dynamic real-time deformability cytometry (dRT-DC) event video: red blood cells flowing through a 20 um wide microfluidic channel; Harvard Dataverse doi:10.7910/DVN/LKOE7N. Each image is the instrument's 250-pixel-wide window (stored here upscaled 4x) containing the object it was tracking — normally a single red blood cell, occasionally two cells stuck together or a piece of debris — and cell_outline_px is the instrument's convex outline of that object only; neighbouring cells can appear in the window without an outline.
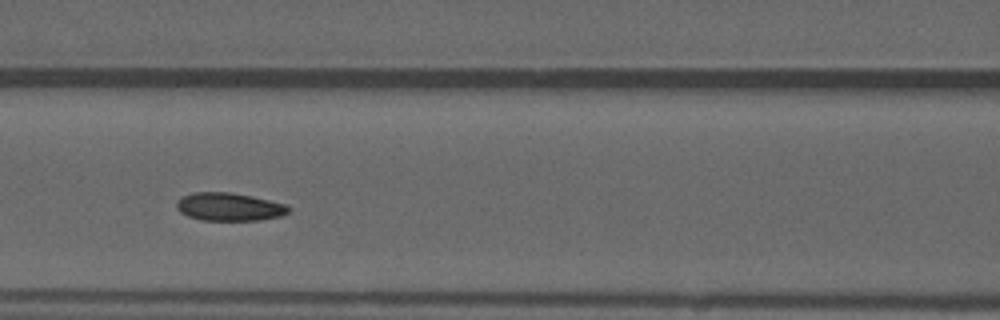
{"species": "common noctule bat (a hibernating species)", "species_latin": "Nyctalus noctula", "temperature_condition": "warm", "stored_images_in_passage": 30, "camera_frame_rate_fps": 3000, "um_per_image_px": 0.085, "animal": {"sex": "male", "forearm_length_mm": 52.5}, "frame": {"image": 1, "passage_image": 9, "time_ms": 2.667, "image_size_px": [1000, 320], "cell_outline_px": [[292, 208], [288, 212], [280, 216], [260, 220], [200, 220], [188, 216], [180, 212], [176, 208], [176, 200], [180, 196], [192, 192], [228, 192], [252, 196], [284, 204]], "centroid_in_image_um": [19.42, 17.57], "position_along_channel_um": 147.2, "area_um2": 18.38}, "authors_computed_cell_mechanics": {"area_um2": 18.2648, "velocity_mm_per_s": 3.8925, "shape_relaxation_time_tau1_ms": 5.0056, "shape_relaxation_time_tau2_ms": 7.4866, "deformation_change_tau1": 0.0909, "deformation_change_tau2": 0.1274}}